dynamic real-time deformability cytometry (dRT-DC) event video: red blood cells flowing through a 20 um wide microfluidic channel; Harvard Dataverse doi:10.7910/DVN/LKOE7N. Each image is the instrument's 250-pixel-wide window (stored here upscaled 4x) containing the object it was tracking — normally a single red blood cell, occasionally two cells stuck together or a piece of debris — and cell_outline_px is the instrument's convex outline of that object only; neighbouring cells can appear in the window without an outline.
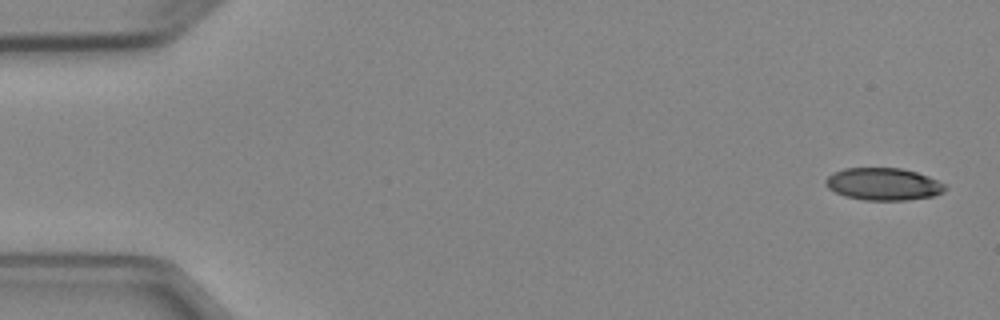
{"species": "Egyptian fruit bat (a non-hibernating species)", "species_latin": "Rousettus aegyptiacus", "temperature_condition": "cold", "stored_images_in_passage": 7, "camera_frame_rate_fps": 3000, "um_per_image_px": 0.085, "animal": {"sex": "female"}, "frame": {"image": 1, "passage_image": 1, "time_ms": 0.0, "image_size_px": [1000, 320], "cell_outline_px": [[948, 188], [944, 192], [932, 196], [908, 200], [864, 200], [844, 196], [828, 188], [824, 184], [824, 180], [832, 172], [844, 168], [900, 168], [916, 172], [928, 176], [948, 184]], "centroid_in_image_um": [75.1, 15.65], "position_along_channel_um": 9.9, "area_um2": 22.77}}
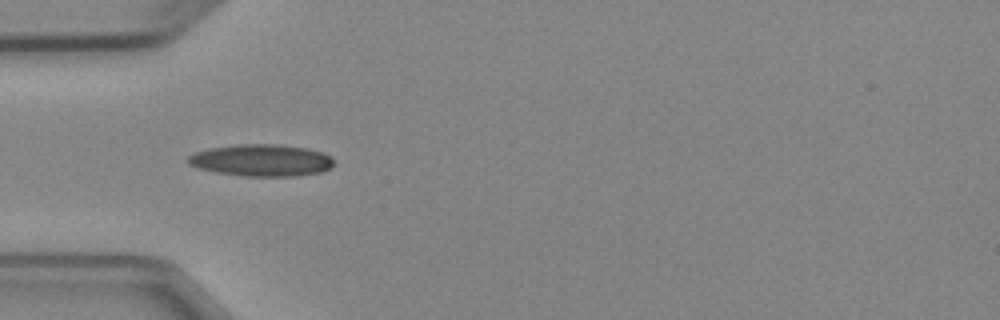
{"frame": {"image": 2, "passage_image": 5, "time_ms": 4.667, "image_size_px": [1000, 320], "cell_outline_px": [[336, 164], [332, 168], [320, 172], [296, 176], [244, 176], [216, 172], [200, 168], [188, 164], [188, 156], [196, 152], [208, 148], [240, 144], [276, 144], [308, 148], [324, 152]], "centroid_in_image_um": [22.25, 13.62], "position_along_channel_um": 62.7, "area_um2": 27.17}}
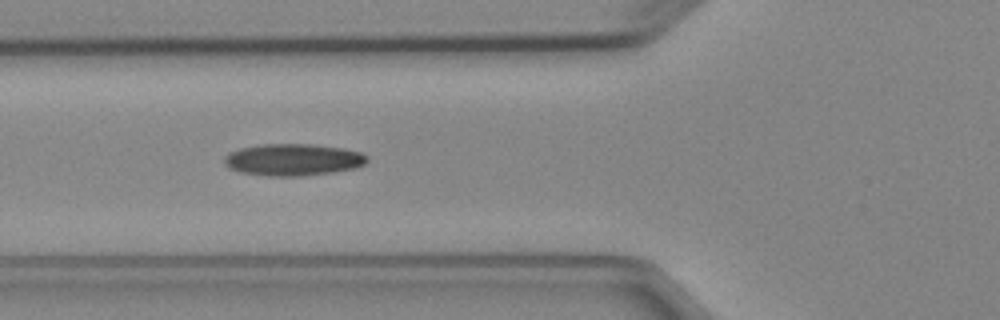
{"frame": {"image": 3, "passage_image": 6, "time_ms": 5.667, "image_size_px": [1000, 320], "cell_outline_px": [[368, 160], [364, 164], [356, 168], [332, 172], [300, 176], [268, 176], [240, 172], [228, 168], [224, 164], [224, 156], [228, 152], [240, 148], [260, 144], [312, 144], [344, 148], [360, 152], [368, 156]], "centroid_in_image_um": [24.89, 13.57], "position_along_channel_um": 100.9, "area_um2": 26.76}}